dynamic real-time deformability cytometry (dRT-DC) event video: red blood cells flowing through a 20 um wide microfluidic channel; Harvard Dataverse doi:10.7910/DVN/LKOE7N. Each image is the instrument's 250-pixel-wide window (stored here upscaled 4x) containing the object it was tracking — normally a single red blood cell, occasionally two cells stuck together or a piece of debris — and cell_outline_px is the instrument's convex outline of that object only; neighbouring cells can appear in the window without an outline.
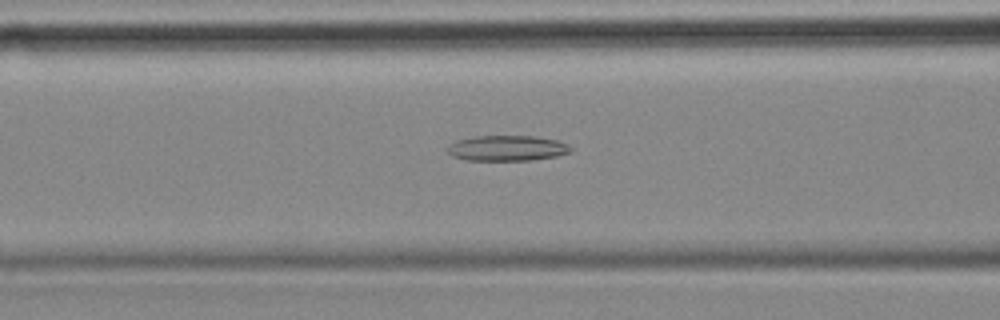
{"species": "common noctule bat (a hibernating species)", "species_latin": "Nyctalus noctula", "temperature_condition": "cold", "stored_images_in_passage": 51, "camera_frame_rate_fps": 3000, "um_per_image_px": 0.085, "animal": {"sex": "female", "body_mass_g": 18.4}, "frame": {"image": 1, "passage_image": 17, "time_ms": 5.333, "image_size_px": [1000, 320], "cell_outline_px": [[572, 148], [568, 152], [556, 156], [528, 160], [464, 160], [452, 156], [448, 152], [448, 144], [456, 140], [476, 136], [532, 136], [556, 140], [568, 144]], "centroid_in_image_um": [43.05, 12.59], "position_along_channel_um": 123.5, "area_um2": 18.15}}
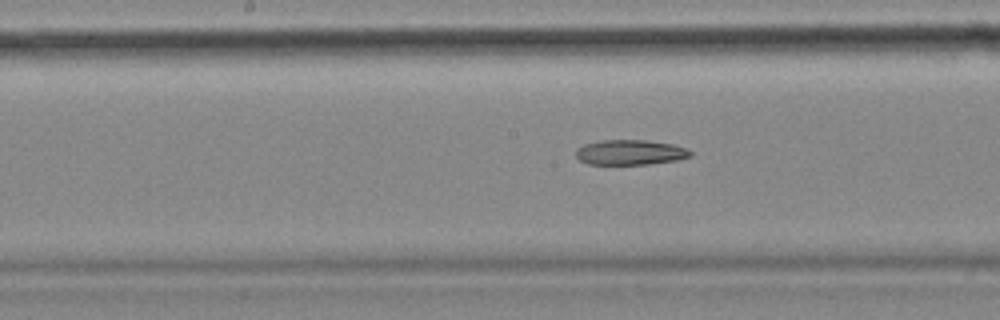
{"frame": {"image": 2, "passage_image": 23, "time_ms": 7.333, "image_size_px": [1000, 320], "cell_outline_px": [[692, 156], [676, 160], [648, 164], [588, 164], [580, 160], [576, 156], [576, 148], [584, 144], [600, 140], [644, 140], [672, 144], [688, 148], [692, 152]], "centroid_in_image_um": [53.57, 12.94], "position_along_channel_um": 194.6, "area_um2": 16.76}}
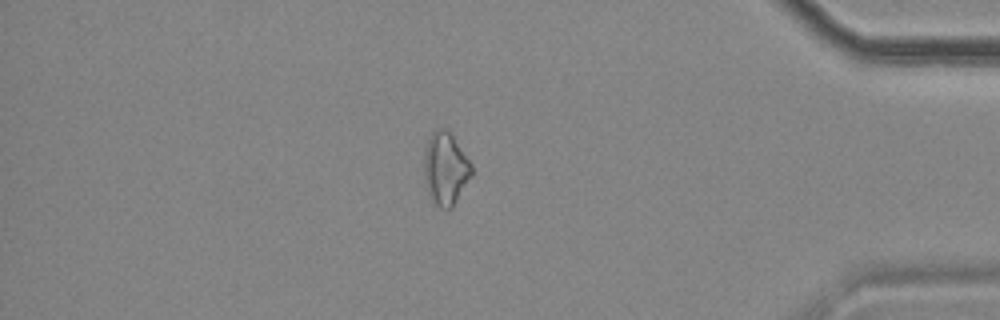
{"frame": {"image": 3, "passage_image": 43, "time_ms": 14.0, "image_size_px": [1000, 320], "cell_outline_px": [[472, 172], [452, 208], [440, 208], [436, 204], [432, 196], [424, 176], [424, 148], [432, 132], [440, 128], [448, 128], [472, 164]], "centroid_in_image_um": [37.87, 14.26], "position_along_channel_um": 397.3, "area_um2": 19.65}}